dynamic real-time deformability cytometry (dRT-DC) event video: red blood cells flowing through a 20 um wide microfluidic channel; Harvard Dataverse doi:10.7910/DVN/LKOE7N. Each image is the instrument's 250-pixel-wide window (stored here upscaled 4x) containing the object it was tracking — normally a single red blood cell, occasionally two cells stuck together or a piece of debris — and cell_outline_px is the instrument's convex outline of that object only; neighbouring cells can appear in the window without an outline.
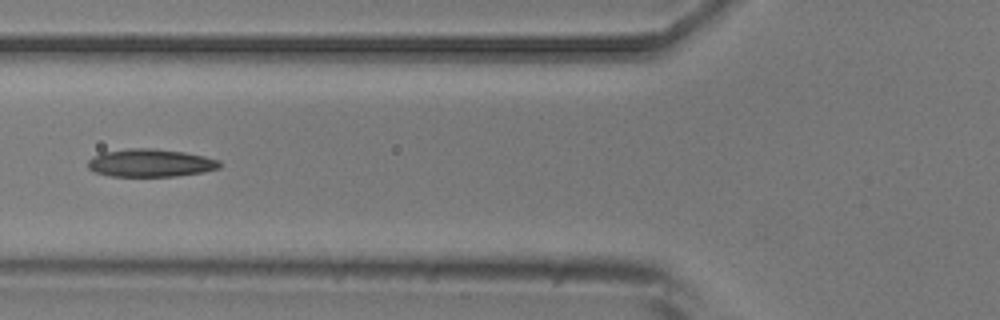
{"species": "common noctule bat (a hibernating species)", "species_latin": "Nyctalus noctula", "temperature_condition": "room temperature", "stored_images_in_passage": 5, "camera_frame_rate_fps": 3000, "um_per_image_px": 0.085, "animal": {"sex": "male", "body_mass_g": 20.5, "forearm_length_mm": 52.5}, "frame": {"image": 1, "passage_image": 2, "time_ms": 1.0, "image_size_px": [1000, 320], "cell_outline_px": [[220, 168], [204, 172], [176, 176], [112, 176], [96, 172], [88, 168], [88, 160], [92, 156], [100, 152], [128, 148], [152, 148], [184, 152], [204, 156], [220, 160]], "centroid_in_image_um": [12.78, 13.84], "position_along_channel_um": 113.0, "area_um2": 21.5}}
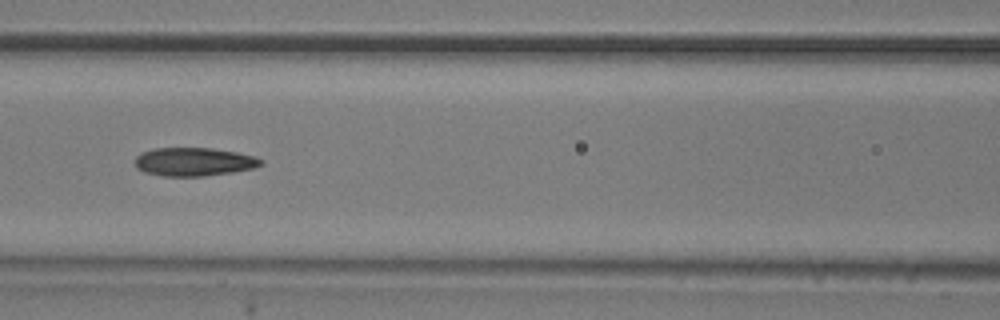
{"frame": {"image": 2, "passage_image": 3, "time_ms": 2.0, "image_size_px": [1000, 320], "cell_outline_px": [[264, 164], [252, 168], [232, 172], [204, 176], [164, 176], [144, 172], [136, 168], [136, 156], [152, 148], [212, 148], [236, 152], [256, 156], [264, 160]], "centroid_in_image_um": [16.51, 13.75], "position_along_channel_um": 150.1, "area_um2": 20.87}}
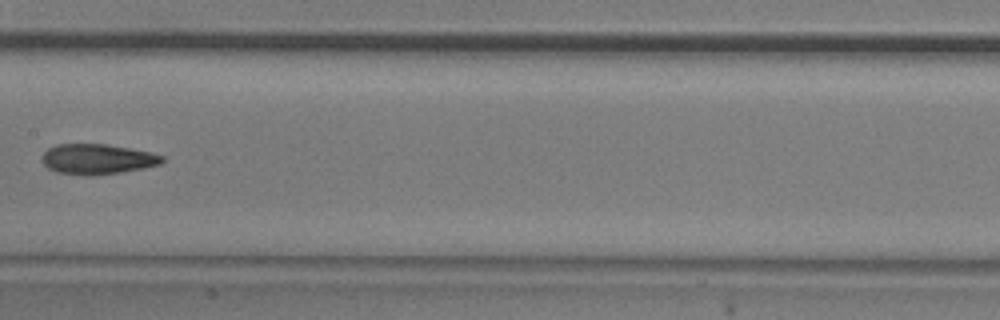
{"frame": {"image": 3, "passage_image": 4, "time_ms": 3.333, "image_size_px": [1000, 320], "cell_outline_px": [[164, 160], [160, 164], [144, 168], [120, 172], [56, 172], [48, 168], [40, 160], [44, 152], [48, 148], [56, 144], [108, 144], [152, 152], [164, 156]], "centroid_in_image_um": [8.3, 13.46], "position_along_channel_um": 199.1, "area_um2": 20.4}}